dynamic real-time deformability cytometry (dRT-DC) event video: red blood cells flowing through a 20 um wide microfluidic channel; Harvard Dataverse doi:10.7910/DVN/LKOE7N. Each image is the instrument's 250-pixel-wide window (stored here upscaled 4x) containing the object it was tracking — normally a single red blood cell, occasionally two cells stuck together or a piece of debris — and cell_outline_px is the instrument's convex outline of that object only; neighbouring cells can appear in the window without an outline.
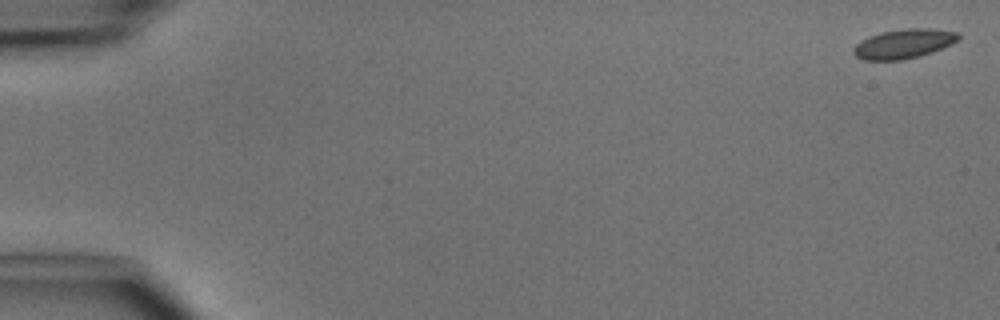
{"species": "common noctule bat (a hibernating species)", "species_latin": "Nyctalus noctula", "temperature_condition": "cold", "stored_images_in_passage": 4, "camera_frame_rate_fps": 3000, "um_per_image_px": 0.085, "animal": {"sex": "male", "body_mass_g": 15.6}, "frame": {"image": 1, "passage_image": 1, "time_ms": 0.0, "image_size_px": [1000, 320], "cell_outline_px": [[960, 36], [952, 44], [932, 52], [920, 56], [900, 60], [864, 60], [856, 56], [852, 52], [852, 48], [860, 40], [880, 32], [908, 28], [932, 28], [956, 32]], "centroid_in_image_um": [76.78, 3.72], "position_along_channel_um": 8.2, "area_um2": 17.98}}